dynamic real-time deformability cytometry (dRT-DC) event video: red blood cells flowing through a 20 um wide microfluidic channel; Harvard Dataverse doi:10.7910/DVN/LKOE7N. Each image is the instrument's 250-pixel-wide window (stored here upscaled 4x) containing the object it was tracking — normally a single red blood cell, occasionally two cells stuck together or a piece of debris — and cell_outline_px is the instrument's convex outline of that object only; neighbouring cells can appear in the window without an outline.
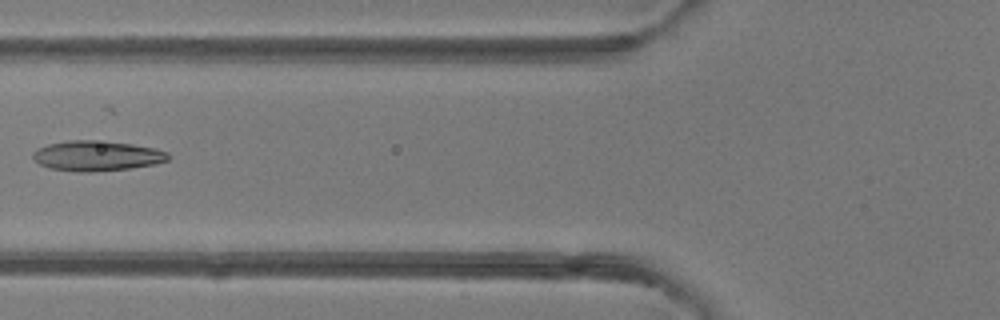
{"species": "common noctule bat (a hibernating species)", "species_latin": "Nyctalus noctula", "temperature_condition": "room temperature", "stored_images_in_passage": 5, "camera_frame_rate_fps": 3000, "um_per_image_px": 0.085, "animal": {"sex": "female"}, "frame": {"image": 1, "passage_image": 4, "time_ms": 3.333, "image_size_px": [1000, 320], "cell_outline_px": [[172, 156], [168, 160], [156, 164], [132, 168], [96, 172], [76, 172], [48, 168], [40, 164], [32, 156], [32, 152], [48, 144], [68, 140], [92, 140], [132, 144], [152, 148], [168, 152]], "centroid_in_image_um": [8.25, 13.26], "position_along_channel_um": 117.6, "area_um2": 23.87}}
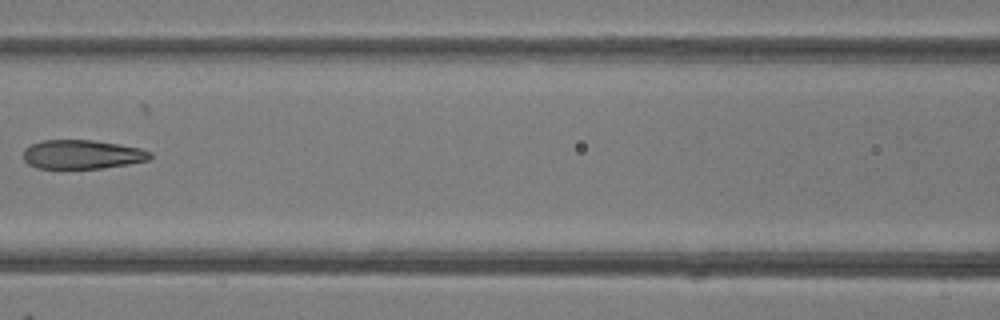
{"frame": {"image": 2, "passage_image": 5, "time_ms": 4.333, "image_size_px": [1000, 320], "cell_outline_px": [[152, 156], [148, 160], [128, 164], [100, 168], [36, 168], [28, 164], [24, 160], [24, 148], [40, 140], [92, 140], [120, 144], [140, 148], [152, 152]], "centroid_in_image_um": [6.98, 13.12], "position_along_channel_um": 159.6, "area_um2": 21.44}}